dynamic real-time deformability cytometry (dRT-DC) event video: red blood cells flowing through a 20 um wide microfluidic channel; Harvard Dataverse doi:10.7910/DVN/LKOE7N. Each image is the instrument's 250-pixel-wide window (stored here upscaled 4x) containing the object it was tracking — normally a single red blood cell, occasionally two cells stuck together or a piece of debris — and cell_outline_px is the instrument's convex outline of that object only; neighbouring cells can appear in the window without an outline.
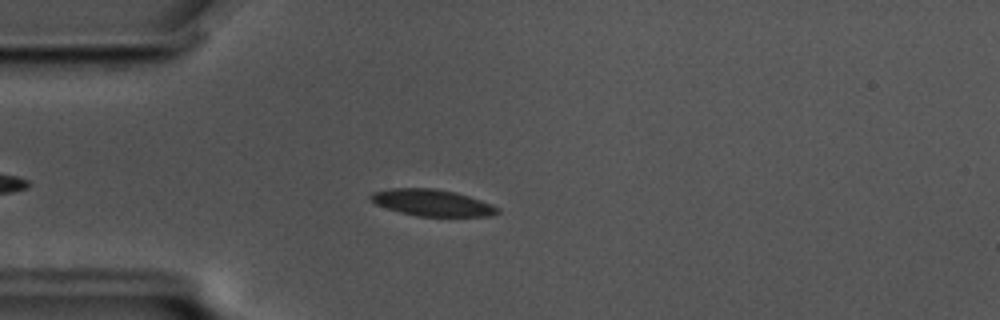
{"species": "common noctule bat (a hibernating species)", "species_latin": "Nyctalus noctula", "temperature_condition": "cold", "stored_images_in_passage": 51, "camera_frame_rate_fps": 3000, "um_per_image_px": 0.085, "animal": {"sex": "male", "body_mass_g": 17.5, "forearm_length_mm": 52.3}, "frame": {"image": 1, "passage_image": 8, "time_ms": 2.333, "image_size_px": [1000, 320], "cell_outline_px": [[500, 212], [492, 216], [420, 216], [400, 212], [376, 204], [368, 196], [372, 192], [392, 188], [432, 188], [456, 192], [492, 204], [500, 208]], "centroid_in_image_um": [36.76, 17.23], "position_along_channel_um": 48.2, "area_um2": 19.54}}
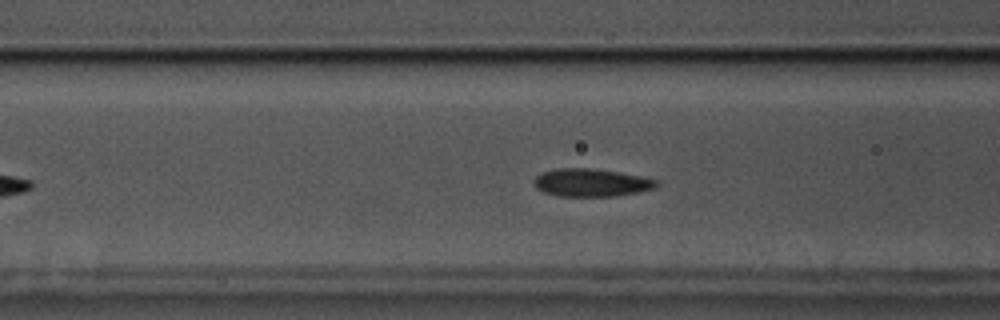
{"frame": {"image": 2, "passage_image": 15, "time_ms": 4.667, "image_size_px": [1000, 320], "cell_outline_px": [[660, 184], [652, 188], [636, 192], [616, 196], [560, 196], [544, 192], [536, 188], [532, 184], [532, 180], [540, 172], [556, 168], [592, 168], [620, 172], [640, 176], [656, 180]], "centroid_in_image_um": [50.18, 15.51], "position_along_channel_um": 116.4, "area_um2": 19.94}}
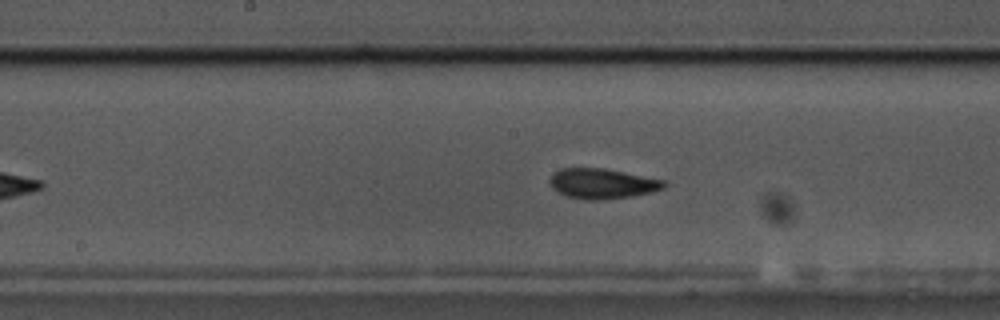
{"frame": {"image": 3, "passage_image": 22, "time_ms": 7.0, "image_size_px": [1000, 320], "cell_outline_px": [[668, 184], [664, 188], [652, 192], [632, 196], [600, 200], [584, 200], [568, 196], [552, 188], [548, 180], [552, 172], [560, 168], [604, 168], [668, 180]], "centroid_in_image_um": [51.22, 15.59], "position_along_channel_um": 197.0, "area_um2": 20.4}, "authors_computed_cell_mechanics": {"area_um2": 19.652, "velocity_mm_per_s": 3.466, "shape_relaxation_time_tau1_ms": 2.2219, "shape_relaxation_time_tau2_ms": 1.7561, "deformation_change_tau1": 0.0961, "deformation_change_tau2": 0.0742}}